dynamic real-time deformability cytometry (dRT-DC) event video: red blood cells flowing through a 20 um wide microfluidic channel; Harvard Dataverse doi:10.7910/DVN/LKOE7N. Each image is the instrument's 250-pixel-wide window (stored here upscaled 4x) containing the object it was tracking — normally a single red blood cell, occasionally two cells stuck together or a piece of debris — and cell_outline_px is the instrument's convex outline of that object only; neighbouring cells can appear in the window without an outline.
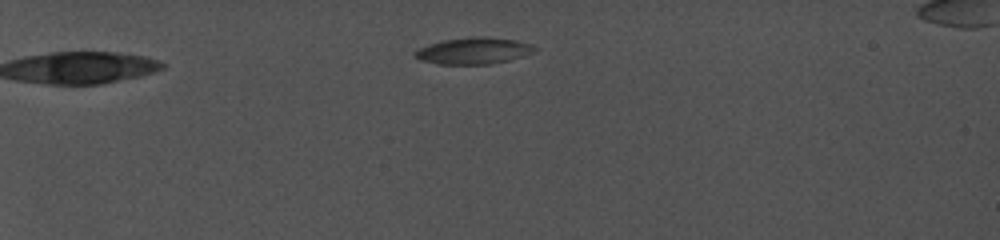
{"species": "common noctule bat (a hibernating species)", "species_latin": "Nyctalus noctula", "temperature_condition": "cold", "stored_images_in_passage": 69, "camera_frame_rate_fps": 5000, "um_per_image_px": 0.085, "animal": {"sex": "female", "body_mass_g": 19.0, "forearm_length_mm": 56.7}, "frame": {"image": 1, "passage_image": 2, "time_ms": 0.2, "image_size_px": [1000, 240], "cell_outline_px": [[536, 52], [508, 60], [492, 64], [436, 64], [420, 60], [412, 56], [412, 52], [428, 44], [444, 40], [476, 36], [484, 36], [516, 40], [532, 44], [536, 48]], "centroid_in_image_um": [40.24, 4.32], "position_along_channel_um": 44.8, "area_um2": 18.67}}
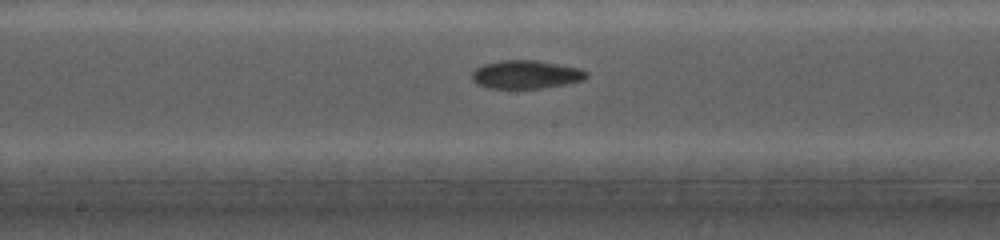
{"frame": {"image": 2, "passage_image": 43, "time_ms": 7.0, "image_size_px": [1000, 240], "cell_outline_px": [[588, 76], [584, 80], [564, 84], [540, 88], [488, 88], [476, 84], [472, 80], [472, 72], [476, 68], [484, 64], [500, 60], [536, 60], [580, 68], [588, 72]], "centroid_in_image_um": [44.69, 6.33], "position_along_channel_um": 203.5, "area_um2": 18.9}}
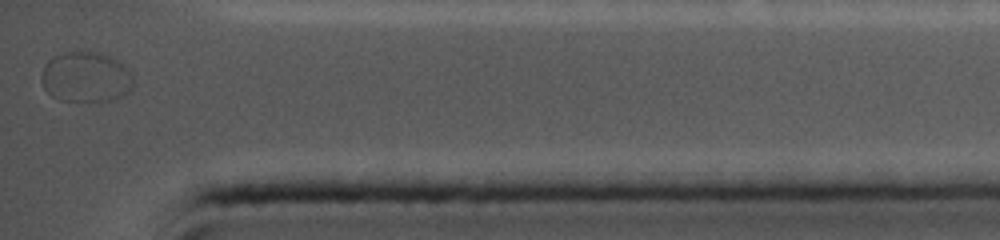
{"frame": {"image": 3, "passage_image": 69, "time_ms": 13.0, "image_size_px": [1000, 240], "cell_outline_px": [[132, 88], [124, 96], [112, 100], [60, 100], [52, 96], [44, 88], [40, 80], [40, 76], [44, 64], [52, 56], [64, 52], [100, 52], [124, 64], [128, 68], [132, 76]], "centroid_in_image_um": [7.28, 6.54], "position_along_channel_um": 427.9, "area_um2": 27.05}}